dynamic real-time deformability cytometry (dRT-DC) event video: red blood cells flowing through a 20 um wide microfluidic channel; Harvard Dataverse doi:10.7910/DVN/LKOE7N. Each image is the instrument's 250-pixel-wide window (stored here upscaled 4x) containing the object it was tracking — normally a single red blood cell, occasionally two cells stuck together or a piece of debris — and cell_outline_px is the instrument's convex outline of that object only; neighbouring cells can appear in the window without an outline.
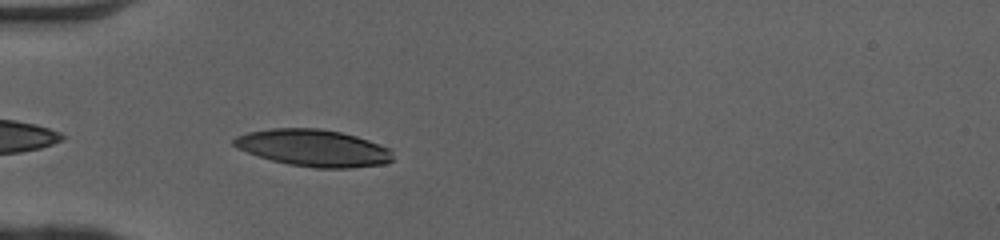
{"species": "human", "species_latin": "Homo sapiens", "temperature_condition": "cold", "stored_images_in_passage": 36, "camera_frame_rate_fps": 3000, "um_per_image_px": 0.085, "donor": {"sex": "female"}, "frame": {"image": 1, "passage_image": 2, "time_ms": 0.333, "image_size_px": [1000, 240], "cell_outline_px": [[392, 160], [384, 164], [352, 168], [316, 168], [288, 164], [272, 160], [236, 148], [232, 144], [232, 140], [236, 136], [248, 132], [272, 128], [320, 128], [340, 132], [356, 136], [368, 140], [388, 148], [392, 152]], "centroid_in_image_um": [26.63, 12.57], "position_along_channel_um": 58.4, "area_um2": 34.1}}
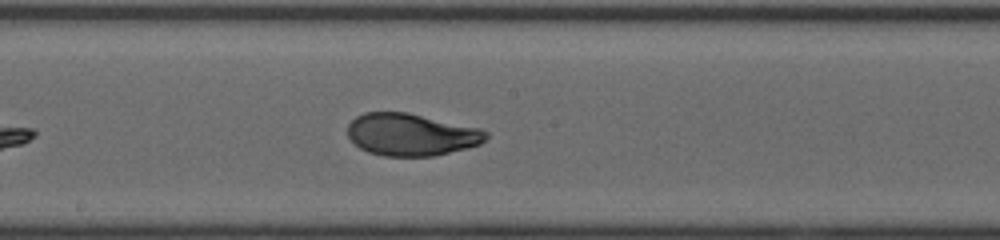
{"frame": {"image": 2, "passage_image": 14, "time_ms": 4.333, "image_size_px": [1000, 240], "cell_outline_px": [[488, 136], [480, 144], [468, 148], [432, 156], [384, 156], [368, 152], [360, 148], [348, 136], [348, 124], [356, 116], [364, 112], [408, 112], [480, 128], [488, 132]], "centroid_in_image_um": [34.95, 11.43], "position_along_channel_um": 213.2, "area_um2": 34.1}}
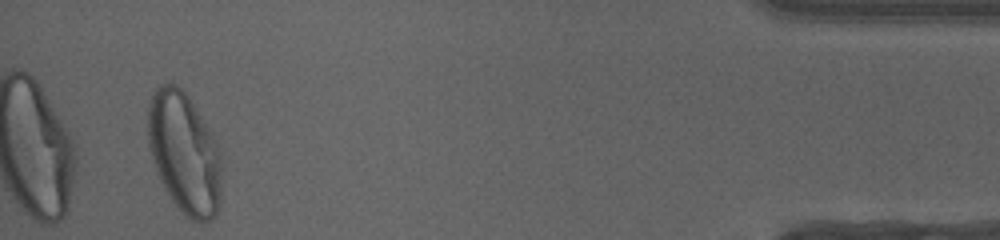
{"frame": {"image": 3, "passage_image": 34, "time_ms": 11.0, "image_size_px": [1000, 240], "cell_outline_px": [[220, 200], [216, 216], [212, 220], [192, 220], [172, 200], [164, 188], [156, 172], [152, 160], [148, 144], [148, 104], [152, 92], [160, 84], [176, 84], [188, 96], [216, 140], [220, 152]], "centroid_in_image_um": [15.65, 12.98], "position_along_channel_um": 419.6, "area_um2": 51.73}, "authors_computed_cell_mechanics": {"area_um2": 34.8245, "velocity_mm_per_s": 4.0843, "shape_relaxation_time_tau1_ms": 3.4731, "shape_relaxation_time_tau2_ms": 0.8749, "deformation_change_tau1": 0.1868, "deformation_change_tau2": 0.0561}}